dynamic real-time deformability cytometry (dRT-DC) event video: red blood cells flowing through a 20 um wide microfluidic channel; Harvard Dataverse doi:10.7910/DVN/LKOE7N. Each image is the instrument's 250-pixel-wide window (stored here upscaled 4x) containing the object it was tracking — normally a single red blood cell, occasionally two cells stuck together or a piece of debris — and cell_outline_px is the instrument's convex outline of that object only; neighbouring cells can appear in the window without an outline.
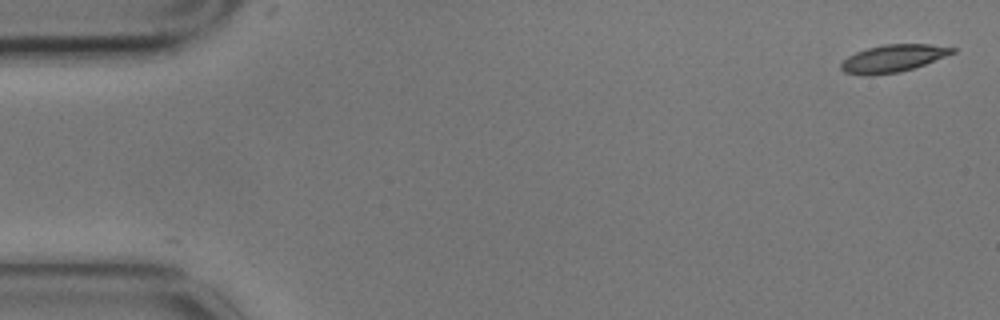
{"species": "common noctule bat (a hibernating species)", "species_latin": "Nyctalus noctula", "temperature_condition": "cold", "stored_images_in_passage": 5, "camera_frame_rate_fps": 3000, "um_per_image_px": 0.085, "animal": {"sex": "male", "body_mass_g": 17.9}, "frame": {"image": 1, "passage_image": 1, "time_ms": 0.0, "image_size_px": [1000, 320], "cell_outline_px": [[956, 52], [924, 64], [900, 72], [844, 72], [840, 68], [840, 64], [848, 56], [856, 52], [868, 48], [884, 44], [932, 44], [956, 48]], "centroid_in_image_um": [75.99, 4.9], "position_along_channel_um": 9.0, "area_um2": 16.88}}
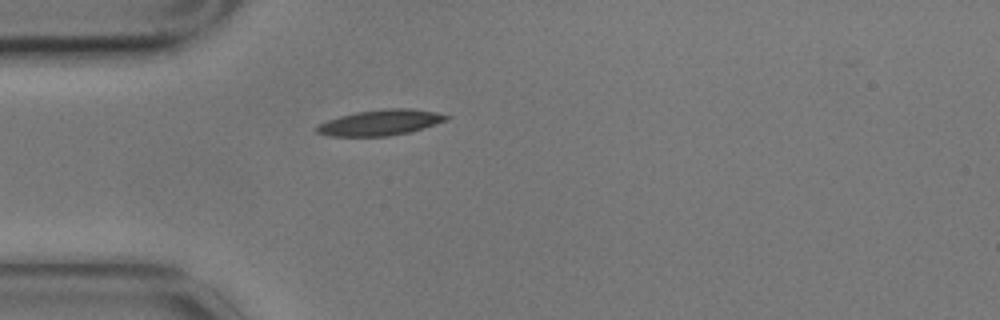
{"frame": {"image": 2, "passage_image": 5, "time_ms": 1.333, "image_size_px": [1000, 320], "cell_outline_px": [[452, 116], [448, 120], [408, 132], [388, 136], [332, 136], [316, 132], [316, 128], [320, 124], [328, 120], [340, 116], [356, 112], [388, 108], [412, 108], [436, 112]], "centroid_in_image_um": [32.37, 10.4], "position_along_channel_um": 52.6, "area_um2": 19.19}}